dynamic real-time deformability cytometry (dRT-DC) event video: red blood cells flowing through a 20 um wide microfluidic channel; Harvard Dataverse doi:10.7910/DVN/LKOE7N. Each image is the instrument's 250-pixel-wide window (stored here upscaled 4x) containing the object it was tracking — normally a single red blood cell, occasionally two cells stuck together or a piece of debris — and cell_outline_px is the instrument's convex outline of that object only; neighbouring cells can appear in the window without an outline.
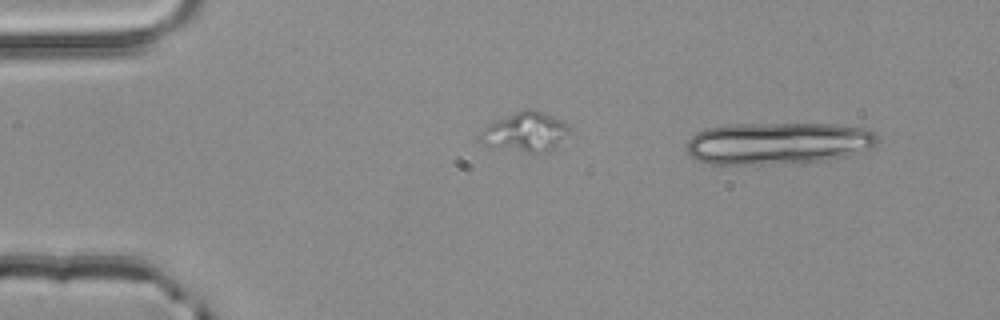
{"species": "common noctule bat (a hibernating species)", "species_latin": "Nyctalus noctula", "temperature_condition": "room temperature", "stored_images_in_passage": 3, "segment_of_instrument_passage": [2, 2], "camera_frame_rate_fps": 3000, "um_per_image_px": 0.085, "animal": {"sex": "male", "body_mass_g": 20.4}, "frame": {"image": 1, "passage_image": 3, "time_ms": 0.667, "image_size_px": [1000, 320], "cell_outline_px": [[880, 140], [872, 148], [848, 156], [824, 160], [760, 164], [704, 164], [696, 160], [688, 152], [684, 144], [696, 132], [704, 128], [728, 124], [836, 124], [868, 128], [876, 132], [880, 136]], "centroid_in_image_um": [66.14, 12.16], "position_along_channel_um": 18.9, "area_um2": 47.4}}